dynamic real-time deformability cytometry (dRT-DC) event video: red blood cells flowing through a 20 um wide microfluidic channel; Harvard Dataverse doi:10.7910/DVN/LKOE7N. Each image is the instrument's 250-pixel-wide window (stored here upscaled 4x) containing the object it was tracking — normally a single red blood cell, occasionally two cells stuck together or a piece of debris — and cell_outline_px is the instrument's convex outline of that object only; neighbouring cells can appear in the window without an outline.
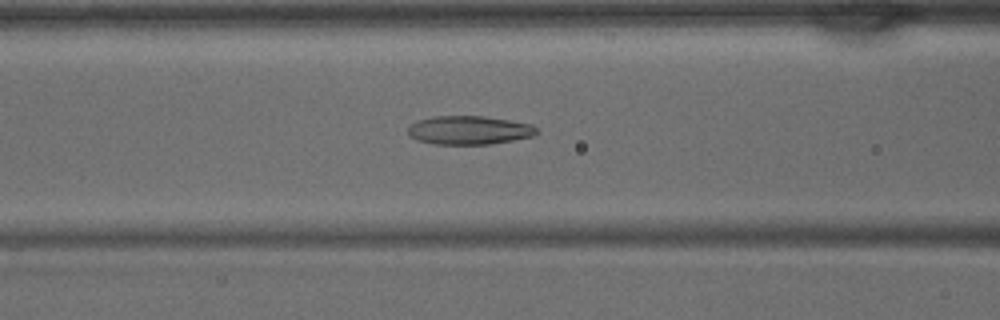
{"species": "common noctule bat (a hibernating species)", "species_latin": "Nyctalus noctula", "temperature_condition": "warm", "stored_images_in_passage": 33, "camera_frame_rate_fps": 3000, "um_per_image_px": 0.085, "animal": {"sex": "male", "body_mass_g": 15.6}, "frame": {"image": 1, "passage_image": 14, "time_ms": 4.333, "image_size_px": [1000, 320], "cell_outline_px": [[540, 132], [532, 136], [512, 140], [488, 144], [432, 144], [416, 140], [408, 132], [408, 128], [412, 124], [420, 120], [436, 116], [484, 116], [532, 124]], "centroid_in_image_um": [39.89, 11.07], "position_along_channel_um": 126.7, "area_um2": 21.27}}
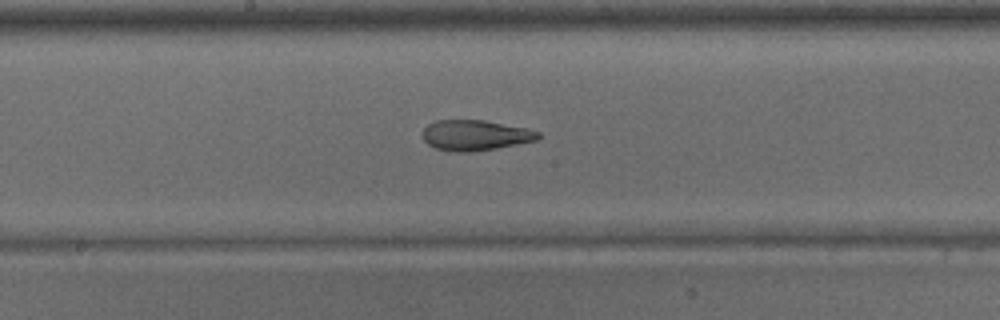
{"frame": {"image": 2, "passage_image": 19, "time_ms": 6.0, "image_size_px": [1000, 320], "cell_outline_px": [[540, 136], [536, 140], [496, 148], [472, 152], [452, 152], [436, 148], [428, 144], [424, 140], [424, 128], [428, 124], [436, 120], [484, 120], [528, 128], [540, 132]], "centroid_in_image_um": [40.4, 11.49], "position_along_channel_um": 207.8, "area_um2": 20.46}}
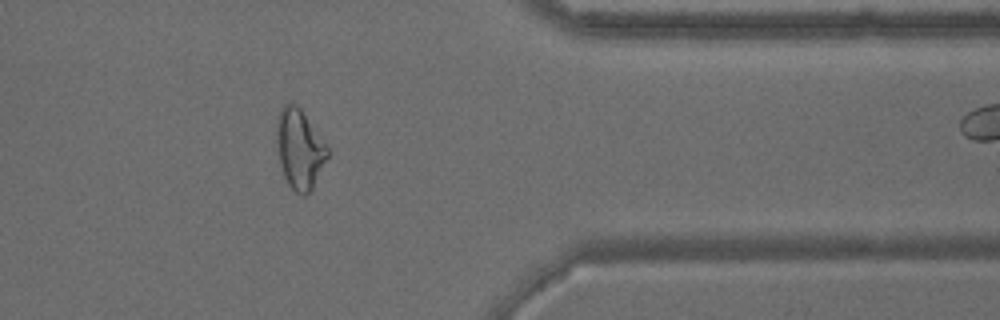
{"frame": {"image": 3, "passage_image": 31, "time_ms": 10.0, "image_size_px": [1000, 320], "cell_outline_px": [[328, 156], [312, 188], [304, 196], [296, 192], [288, 184], [284, 176], [280, 164], [276, 140], [276, 132], [280, 108], [288, 100], [296, 104], [300, 108], [328, 144]], "centroid_in_image_um": [25.46, 12.62], "position_along_channel_um": 385.9, "area_um2": 23.64}}